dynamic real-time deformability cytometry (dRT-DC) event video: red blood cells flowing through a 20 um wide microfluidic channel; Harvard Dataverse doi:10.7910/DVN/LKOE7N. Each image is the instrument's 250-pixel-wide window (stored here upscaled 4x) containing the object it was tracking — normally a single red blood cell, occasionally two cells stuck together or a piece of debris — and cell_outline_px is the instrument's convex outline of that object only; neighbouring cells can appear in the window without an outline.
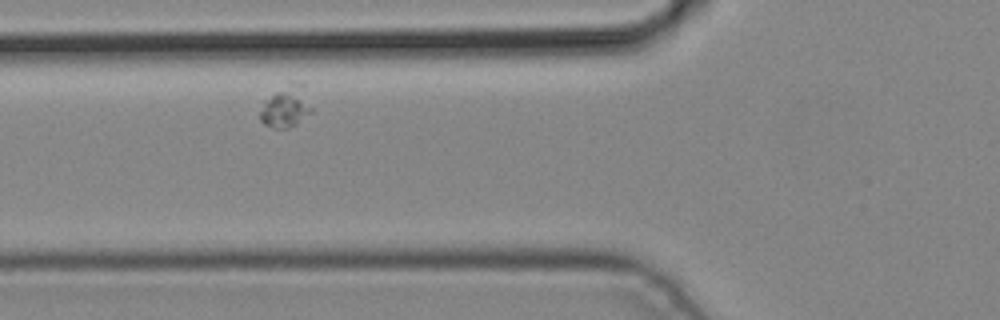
{"species": "common noctule bat (a hibernating species)", "species_latin": "Nyctalus noctula", "temperature_condition": "cold", "stored_images_in_passage": 4, "camera_frame_rate_fps": 3000, "um_per_image_px": 0.085, "animal": {"sex": "male", "body_mass_g": 19.2, "forearm_length_mm": 51.8}, "frame": {"image": 1, "passage_image": 2, "time_ms": 0.333, "image_size_px": [1000, 320], "cell_outline_px": [[312, 112], [296, 124], [288, 128], [272, 128], [264, 124], [260, 120], [260, 112], [264, 100], [288, 80], [300, 84], [312, 108]], "centroid_in_image_um": [24.27, 9.06], "position_along_channel_um": 101.5, "area_um2": 12.43}}